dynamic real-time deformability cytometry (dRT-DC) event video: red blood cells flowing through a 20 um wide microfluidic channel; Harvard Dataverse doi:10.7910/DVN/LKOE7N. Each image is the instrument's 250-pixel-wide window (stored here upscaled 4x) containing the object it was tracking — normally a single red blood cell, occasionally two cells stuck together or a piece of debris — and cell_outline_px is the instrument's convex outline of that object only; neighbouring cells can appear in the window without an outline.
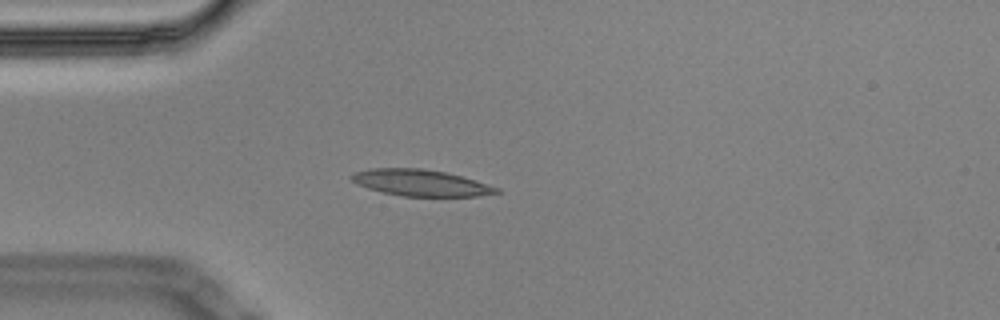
{"species": "Egyptian fruit bat (a non-hibernating species)", "species_latin": "Rousettus aegyptiacus", "temperature_condition": "cold", "stored_images_in_passage": 5, "camera_frame_rate_fps": 3000, "um_per_image_px": 0.085, "animal": {"sex": "male"}, "frame": {"image": 1, "passage_image": 4, "time_ms": 1.0, "image_size_px": [1000, 320], "cell_outline_px": [[500, 192], [476, 196], [400, 196], [368, 188], [356, 184], [348, 176], [352, 172], [372, 168], [424, 168], [444, 172], [460, 176], [500, 188]], "centroid_in_image_um": [35.69, 15.53], "position_along_channel_um": 49.3, "area_um2": 22.2}}